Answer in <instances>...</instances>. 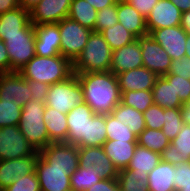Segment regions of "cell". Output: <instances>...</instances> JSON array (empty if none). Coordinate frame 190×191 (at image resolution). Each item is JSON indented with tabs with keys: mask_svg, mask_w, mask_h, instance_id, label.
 <instances>
[{
	"mask_svg": "<svg viewBox=\"0 0 190 191\" xmlns=\"http://www.w3.org/2000/svg\"><path fill=\"white\" fill-rule=\"evenodd\" d=\"M182 12L170 1L159 0L146 17L148 34L155 29L179 26Z\"/></svg>",
	"mask_w": 190,
	"mask_h": 191,
	"instance_id": "e0dca14e",
	"label": "cell"
},
{
	"mask_svg": "<svg viewBox=\"0 0 190 191\" xmlns=\"http://www.w3.org/2000/svg\"><path fill=\"white\" fill-rule=\"evenodd\" d=\"M112 63V50L100 32L92 31L88 41L73 62L74 73L106 72Z\"/></svg>",
	"mask_w": 190,
	"mask_h": 191,
	"instance_id": "3957f363",
	"label": "cell"
},
{
	"mask_svg": "<svg viewBox=\"0 0 190 191\" xmlns=\"http://www.w3.org/2000/svg\"><path fill=\"white\" fill-rule=\"evenodd\" d=\"M35 172L41 191H71L69 169L51 168L39 155Z\"/></svg>",
	"mask_w": 190,
	"mask_h": 191,
	"instance_id": "8fae6325",
	"label": "cell"
},
{
	"mask_svg": "<svg viewBox=\"0 0 190 191\" xmlns=\"http://www.w3.org/2000/svg\"><path fill=\"white\" fill-rule=\"evenodd\" d=\"M137 144L161 154L170 144V140L163 134L162 130L145 128L137 136Z\"/></svg>",
	"mask_w": 190,
	"mask_h": 191,
	"instance_id": "e575fe53",
	"label": "cell"
},
{
	"mask_svg": "<svg viewBox=\"0 0 190 191\" xmlns=\"http://www.w3.org/2000/svg\"><path fill=\"white\" fill-rule=\"evenodd\" d=\"M167 74H175L190 80V58L172 60L170 70Z\"/></svg>",
	"mask_w": 190,
	"mask_h": 191,
	"instance_id": "bcb514c9",
	"label": "cell"
},
{
	"mask_svg": "<svg viewBox=\"0 0 190 191\" xmlns=\"http://www.w3.org/2000/svg\"><path fill=\"white\" fill-rule=\"evenodd\" d=\"M106 140V114H94L87 122L86 138H83L76 146H103Z\"/></svg>",
	"mask_w": 190,
	"mask_h": 191,
	"instance_id": "f546056e",
	"label": "cell"
},
{
	"mask_svg": "<svg viewBox=\"0 0 190 191\" xmlns=\"http://www.w3.org/2000/svg\"><path fill=\"white\" fill-rule=\"evenodd\" d=\"M35 152L18 125L0 128V160L30 156Z\"/></svg>",
	"mask_w": 190,
	"mask_h": 191,
	"instance_id": "ba28073f",
	"label": "cell"
},
{
	"mask_svg": "<svg viewBox=\"0 0 190 191\" xmlns=\"http://www.w3.org/2000/svg\"><path fill=\"white\" fill-rule=\"evenodd\" d=\"M43 120L51 143L67 142L68 124L66 114L46 106Z\"/></svg>",
	"mask_w": 190,
	"mask_h": 191,
	"instance_id": "4316f807",
	"label": "cell"
},
{
	"mask_svg": "<svg viewBox=\"0 0 190 191\" xmlns=\"http://www.w3.org/2000/svg\"><path fill=\"white\" fill-rule=\"evenodd\" d=\"M97 10L86 0H72L68 18L95 31Z\"/></svg>",
	"mask_w": 190,
	"mask_h": 191,
	"instance_id": "1f68e13d",
	"label": "cell"
},
{
	"mask_svg": "<svg viewBox=\"0 0 190 191\" xmlns=\"http://www.w3.org/2000/svg\"><path fill=\"white\" fill-rule=\"evenodd\" d=\"M153 102L163 109L182 108L184 105L178 95H175L173 84L164 76H158L152 88Z\"/></svg>",
	"mask_w": 190,
	"mask_h": 191,
	"instance_id": "f1b7e54d",
	"label": "cell"
},
{
	"mask_svg": "<svg viewBox=\"0 0 190 191\" xmlns=\"http://www.w3.org/2000/svg\"><path fill=\"white\" fill-rule=\"evenodd\" d=\"M180 26L190 34V10L182 13Z\"/></svg>",
	"mask_w": 190,
	"mask_h": 191,
	"instance_id": "db71d44e",
	"label": "cell"
},
{
	"mask_svg": "<svg viewBox=\"0 0 190 191\" xmlns=\"http://www.w3.org/2000/svg\"><path fill=\"white\" fill-rule=\"evenodd\" d=\"M26 80L48 85L68 79L73 72V63L62 55L43 57L35 55L18 71Z\"/></svg>",
	"mask_w": 190,
	"mask_h": 191,
	"instance_id": "7a4b0ae2",
	"label": "cell"
},
{
	"mask_svg": "<svg viewBox=\"0 0 190 191\" xmlns=\"http://www.w3.org/2000/svg\"><path fill=\"white\" fill-rule=\"evenodd\" d=\"M118 23H121L136 37L148 34L146 18L141 15L130 3L117 4Z\"/></svg>",
	"mask_w": 190,
	"mask_h": 191,
	"instance_id": "d4e9b609",
	"label": "cell"
},
{
	"mask_svg": "<svg viewBox=\"0 0 190 191\" xmlns=\"http://www.w3.org/2000/svg\"><path fill=\"white\" fill-rule=\"evenodd\" d=\"M94 114L85 102L78 104L66 114L68 124L66 143L77 145L83 138H86L87 122Z\"/></svg>",
	"mask_w": 190,
	"mask_h": 191,
	"instance_id": "ffe728a7",
	"label": "cell"
},
{
	"mask_svg": "<svg viewBox=\"0 0 190 191\" xmlns=\"http://www.w3.org/2000/svg\"><path fill=\"white\" fill-rule=\"evenodd\" d=\"M101 180L102 178L99 176L98 171L94 169V166L88 168L79 166L70 175L71 191H86Z\"/></svg>",
	"mask_w": 190,
	"mask_h": 191,
	"instance_id": "d6a6232c",
	"label": "cell"
},
{
	"mask_svg": "<svg viewBox=\"0 0 190 191\" xmlns=\"http://www.w3.org/2000/svg\"><path fill=\"white\" fill-rule=\"evenodd\" d=\"M111 114L137 136L146 128L143 112L121 102L112 110Z\"/></svg>",
	"mask_w": 190,
	"mask_h": 191,
	"instance_id": "4dcf8cb0",
	"label": "cell"
},
{
	"mask_svg": "<svg viewBox=\"0 0 190 191\" xmlns=\"http://www.w3.org/2000/svg\"><path fill=\"white\" fill-rule=\"evenodd\" d=\"M120 91L152 90L156 78L154 72L140 67L116 74Z\"/></svg>",
	"mask_w": 190,
	"mask_h": 191,
	"instance_id": "7402d4cb",
	"label": "cell"
},
{
	"mask_svg": "<svg viewBox=\"0 0 190 191\" xmlns=\"http://www.w3.org/2000/svg\"><path fill=\"white\" fill-rule=\"evenodd\" d=\"M35 39V30H20L1 37L9 55L10 73L18 72L36 55Z\"/></svg>",
	"mask_w": 190,
	"mask_h": 191,
	"instance_id": "8992f818",
	"label": "cell"
},
{
	"mask_svg": "<svg viewBox=\"0 0 190 191\" xmlns=\"http://www.w3.org/2000/svg\"><path fill=\"white\" fill-rule=\"evenodd\" d=\"M175 165L160 161L148 174L149 191H175Z\"/></svg>",
	"mask_w": 190,
	"mask_h": 191,
	"instance_id": "484cf974",
	"label": "cell"
},
{
	"mask_svg": "<svg viewBox=\"0 0 190 191\" xmlns=\"http://www.w3.org/2000/svg\"><path fill=\"white\" fill-rule=\"evenodd\" d=\"M141 48L143 67L154 72L157 76H163L170 70L172 59L164 48L156 42L150 34L137 37Z\"/></svg>",
	"mask_w": 190,
	"mask_h": 191,
	"instance_id": "9c48e42d",
	"label": "cell"
},
{
	"mask_svg": "<svg viewBox=\"0 0 190 191\" xmlns=\"http://www.w3.org/2000/svg\"><path fill=\"white\" fill-rule=\"evenodd\" d=\"M183 124L181 108L164 109V126L161 130L170 141L177 136Z\"/></svg>",
	"mask_w": 190,
	"mask_h": 191,
	"instance_id": "f35d334b",
	"label": "cell"
},
{
	"mask_svg": "<svg viewBox=\"0 0 190 191\" xmlns=\"http://www.w3.org/2000/svg\"><path fill=\"white\" fill-rule=\"evenodd\" d=\"M147 178L123 169L119 171L117 182L120 191H149Z\"/></svg>",
	"mask_w": 190,
	"mask_h": 191,
	"instance_id": "74e56055",
	"label": "cell"
},
{
	"mask_svg": "<svg viewBox=\"0 0 190 191\" xmlns=\"http://www.w3.org/2000/svg\"><path fill=\"white\" fill-rule=\"evenodd\" d=\"M117 22V4L115 3L97 11L95 32L101 33L104 29L113 27Z\"/></svg>",
	"mask_w": 190,
	"mask_h": 191,
	"instance_id": "60d3db41",
	"label": "cell"
},
{
	"mask_svg": "<svg viewBox=\"0 0 190 191\" xmlns=\"http://www.w3.org/2000/svg\"><path fill=\"white\" fill-rule=\"evenodd\" d=\"M22 107L12 100H0V128L18 125L21 119Z\"/></svg>",
	"mask_w": 190,
	"mask_h": 191,
	"instance_id": "ab89813d",
	"label": "cell"
},
{
	"mask_svg": "<svg viewBox=\"0 0 190 191\" xmlns=\"http://www.w3.org/2000/svg\"><path fill=\"white\" fill-rule=\"evenodd\" d=\"M39 155L51 168L69 169L72 174L79 167L78 146L66 142L50 143Z\"/></svg>",
	"mask_w": 190,
	"mask_h": 191,
	"instance_id": "30bf717a",
	"label": "cell"
},
{
	"mask_svg": "<svg viewBox=\"0 0 190 191\" xmlns=\"http://www.w3.org/2000/svg\"><path fill=\"white\" fill-rule=\"evenodd\" d=\"M146 128L161 130L164 126V109L153 103L143 112Z\"/></svg>",
	"mask_w": 190,
	"mask_h": 191,
	"instance_id": "ee69618b",
	"label": "cell"
},
{
	"mask_svg": "<svg viewBox=\"0 0 190 191\" xmlns=\"http://www.w3.org/2000/svg\"><path fill=\"white\" fill-rule=\"evenodd\" d=\"M35 53L37 56L52 57L60 54V32L57 23L34 25Z\"/></svg>",
	"mask_w": 190,
	"mask_h": 191,
	"instance_id": "ac0fdd59",
	"label": "cell"
},
{
	"mask_svg": "<svg viewBox=\"0 0 190 191\" xmlns=\"http://www.w3.org/2000/svg\"><path fill=\"white\" fill-rule=\"evenodd\" d=\"M45 107V103L29 100L22 107L21 119L18 124L21 133L36 151H40L51 143L43 120Z\"/></svg>",
	"mask_w": 190,
	"mask_h": 191,
	"instance_id": "277c9868",
	"label": "cell"
},
{
	"mask_svg": "<svg viewBox=\"0 0 190 191\" xmlns=\"http://www.w3.org/2000/svg\"><path fill=\"white\" fill-rule=\"evenodd\" d=\"M20 30H34L27 9L19 6L0 15V38L4 34L20 33Z\"/></svg>",
	"mask_w": 190,
	"mask_h": 191,
	"instance_id": "603a6c76",
	"label": "cell"
},
{
	"mask_svg": "<svg viewBox=\"0 0 190 191\" xmlns=\"http://www.w3.org/2000/svg\"><path fill=\"white\" fill-rule=\"evenodd\" d=\"M19 1H20V6L29 11L36 4H38L41 0H19Z\"/></svg>",
	"mask_w": 190,
	"mask_h": 191,
	"instance_id": "6f0895ef",
	"label": "cell"
},
{
	"mask_svg": "<svg viewBox=\"0 0 190 191\" xmlns=\"http://www.w3.org/2000/svg\"><path fill=\"white\" fill-rule=\"evenodd\" d=\"M57 24L61 38L60 54L73 63L84 49L92 30L68 17Z\"/></svg>",
	"mask_w": 190,
	"mask_h": 191,
	"instance_id": "52a82bcc",
	"label": "cell"
},
{
	"mask_svg": "<svg viewBox=\"0 0 190 191\" xmlns=\"http://www.w3.org/2000/svg\"><path fill=\"white\" fill-rule=\"evenodd\" d=\"M116 4L129 3L130 0H114Z\"/></svg>",
	"mask_w": 190,
	"mask_h": 191,
	"instance_id": "94428289",
	"label": "cell"
},
{
	"mask_svg": "<svg viewBox=\"0 0 190 191\" xmlns=\"http://www.w3.org/2000/svg\"><path fill=\"white\" fill-rule=\"evenodd\" d=\"M150 35L165 49L172 60L185 57V44L188 34L180 25L155 29Z\"/></svg>",
	"mask_w": 190,
	"mask_h": 191,
	"instance_id": "5bb4252c",
	"label": "cell"
},
{
	"mask_svg": "<svg viewBox=\"0 0 190 191\" xmlns=\"http://www.w3.org/2000/svg\"><path fill=\"white\" fill-rule=\"evenodd\" d=\"M170 84H173L175 95H178L183 104L190 101V80L175 74L163 75Z\"/></svg>",
	"mask_w": 190,
	"mask_h": 191,
	"instance_id": "b9f144b4",
	"label": "cell"
},
{
	"mask_svg": "<svg viewBox=\"0 0 190 191\" xmlns=\"http://www.w3.org/2000/svg\"><path fill=\"white\" fill-rule=\"evenodd\" d=\"M83 102L82 87L77 75L73 73L68 79L50 85L45 104L62 114H67Z\"/></svg>",
	"mask_w": 190,
	"mask_h": 191,
	"instance_id": "5b68a950",
	"label": "cell"
},
{
	"mask_svg": "<svg viewBox=\"0 0 190 191\" xmlns=\"http://www.w3.org/2000/svg\"><path fill=\"white\" fill-rule=\"evenodd\" d=\"M20 6L19 0H0V15Z\"/></svg>",
	"mask_w": 190,
	"mask_h": 191,
	"instance_id": "816d5d0a",
	"label": "cell"
},
{
	"mask_svg": "<svg viewBox=\"0 0 190 191\" xmlns=\"http://www.w3.org/2000/svg\"><path fill=\"white\" fill-rule=\"evenodd\" d=\"M10 73V60L5 42L0 39V74Z\"/></svg>",
	"mask_w": 190,
	"mask_h": 191,
	"instance_id": "f907efd6",
	"label": "cell"
},
{
	"mask_svg": "<svg viewBox=\"0 0 190 191\" xmlns=\"http://www.w3.org/2000/svg\"><path fill=\"white\" fill-rule=\"evenodd\" d=\"M86 1H88V3L92 5L97 11L115 4L114 0H86Z\"/></svg>",
	"mask_w": 190,
	"mask_h": 191,
	"instance_id": "f5cc1de1",
	"label": "cell"
},
{
	"mask_svg": "<svg viewBox=\"0 0 190 191\" xmlns=\"http://www.w3.org/2000/svg\"><path fill=\"white\" fill-rule=\"evenodd\" d=\"M27 83L31 87L32 99L45 103L50 85L34 80H27Z\"/></svg>",
	"mask_w": 190,
	"mask_h": 191,
	"instance_id": "7dc6e473",
	"label": "cell"
},
{
	"mask_svg": "<svg viewBox=\"0 0 190 191\" xmlns=\"http://www.w3.org/2000/svg\"><path fill=\"white\" fill-rule=\"evenodd\" d=\"M179 191H190V182L183 185L182 189Z\"/></svg>",
	"mask_w": 190,
	"mask_h": 191,
	"instance_id": "91938a15",
	"label": "cell"
},
{
	"mask_svg": "<svg viewBox=\"0 0 190 191\" xmlns=\"http://www.w3.org/2000/svg\"><path fill=\"white\" fill-rule=\"evenodd\" d=\"M86 191H120L117 179H102Z\"/></svg>",
	"mask_w": 190,
	"mask_h": 191,
	"instance_id": "681fc988",
	"label": "cell"
},
{
	"mask_svg": "<svg viewBox=\"0 0 190 191\" xmlns=\"http://www.w3.org/2000/svg\"><path fill=\"white\" fill-rule=\"evenodd\" d=\"M101 34L103 35L104 40L109 44L112 51L132 43L137 38L118 22L113 27L104 29Z\"/></svg>",
	"mask_w": 190,
	"mask_h": 191,
	"instance_id": "836d02e7",
	"label": "cell"
},
{
	"mask_svg": "<svg viewBox=\"0 0 190 191\" xmlns=\"http://www.w3.org/2000/svg\"><path fill=\"white\" fill-rule=\"evenodd\" d=\"M137 142L106 140L103 144L105 154L116 166L118 171L127 169L135 152Z\"/></svg>",
	"mask_w": 190,
	"mask_h": 191,
	"instance_id": "cb8c5ba5",
	"label": "cell"
},
{
	"mask_svg": "<svg viewBox=\"0 0 190 191\" xmlns=\"http://www.w3.org/2000/svg\"><path fill=\"white\" fill-rule=\"evenodd\" d=\"M2 191H41L36 172L22 176Z\"/></svg>",
	"mask_w": 190,
	"mask_h": 191,
	"instance_id": "7bdbcfd3",
	"label": "cell"
},
{
	"mask_svg": "<svg viewBox=\"0 0 190 191\" xmlns=\"http://www.w3.org/2000/svg\"><path fill=\"white\" fill-rule=\"evenodd\" d=\"M107 140L137 142V135L122 125L111 113L106 114Z\"/></svg>",
	"mask_w": 190,
	"mask_h": 191,
	"instance_id": "8d00e7d4",
	"label": "cell"
},
{
	"mask_svg": "<svg viewBox=\"0 0 190 191\" xmlns=\"http://www.w3.org/2000/svg\"><path fill=\"white\" fill-rule=\"evenodd\" d=\"M182 13L190 10V0H170Z\"/></svg>",
	"mask_w": 190,
	"mask_h": 191,
	"instance_id": "11a10c76",
	"label": "cell"
},
{
	"mask_svg": "<svg viewBox=\"0 0 190 191\" xmlns=\"http://www.w3.org/2000/svg\"><path fill=\"white\" fill-rule=\"evenodd\" d=\"M72 0H41L29 10L33 25L59 23L68 17Z\"/></svg>",
	"mask_w": 190,
	"mask_h": 191,
	"instance_id": "4fadbf2b",
	"label": "cell"
},
{
	"mask_svg": "<svg viewBox=\"0 0 190 191\" xmlns=\"http://www.w3.org/2000/svg\"><path fill=\"white\" fill-rule=\"evenodd\" d=\"M183 123L190 125V101L185 103L182 108Z\"/></svg>",
	"mask_w": 190,
	"mask_h": 191,
	"instance_id": "9f6ffc18",
	"label": "cell"
},
{
	"mask_svg": "<svg viewBox=\"0 0 190 191\" xmlns=\"http://www.w3.org/2000/svg\"><path fill=\"white\" fill-rule=\"evenodd\" d=\"M31 95V87L19 72L0 74V100L9 99L23 107Z\"/></svg>",
	"mask_w": 190,
	"mask_h": 191,
	"instance_id": "2e32d148",
	"label": "cell"
},
{
	"mask_svg": "<svg viewBox=\"0 0 190 191\" xmlns=\"http://www.w3.org/2000/svg\"><path fill=\"white\" fill-rule=\"evenodd\" d=\"M75 74L82 87L84 102L95 114H110L121 102L118 80L111 71Z\"/></svg>",
	"mask_w": 190,
	"mask_h": 191,
	"instance_id": "6da1fadb",
	"label": "cell"
},
{
	"mask_svg": "<svg viewBox=\"0 0 190 191\" xmlns=\"http://www.w3.org/2000/svg\"><path fill=\"white\" fill-rule=\"evenodd\" d=\"M160 161V153L151 151L137 144L127 169L138 176L148 177L150 171H152Z\"/></svg>",
	"mask_w": 190,
	"mask_h": 191,
	"instance_id": "83f0119b",
	"label": "cell"
},
{
	"mask_svg": "<svg viewBox=\"0 0 190 191\" xmlns=\"http://www.w3.org/2000/svg\"><path fill=\"white\" fill-rule=\"evenodd\" d=\"M121 103L145 112L154 103L152 90L121 91Z\"/></svg>",
	"mask_w": 190,
	"mask_h": 191,
	"instance_id": "d590c367",
	"label": "cell"
},
{
	"mask_svg": "<svg viewBox=\"0 0 190 191\" xmlns=\"http://www.w3.org/2000/svg\"><path fill=\"white\" fill-rule=\"evenodd\" d=\"M161 160L173 165L190 161V125L183 124L177 136L161 153Z\"/></svg>",
	"mask_w": 190,
	"mask_h": 191,
	"instance_id": "44dd1931",
	"label": "cell"
},
{
	"mask_svg": "<svg viewBox=\"0 0 190 191\" xmlns=\"http://www.w3.org/2000/svg\"><path fill=\"white\" fill-rule=\"evenodd\" d=\"M38 157L39 151H36L30 156L0 160V191L9 187L18 178L35 172Z\"/></svg>",
	"mask_w": 190,
	"mask_h": 191,
	"instance_id": "9a60e30c",
	"label": "cell"
},
{
	"mask_svg": "<svg viewBox=\"0 0 190 191\" xmlns=\"http://www.w3.org/2000/svg\"><path fill=\"white\" fill-rule=\"evenodd\" d=\"M185 48H186V55H185V57L190 58V34L187 35Z\"/></svg>",
	"mask_w": 190,
	"mask_h": 191,
	"instance_id": "680465c9",
	"label": "cell"
},
{
	"mask_svg": "<svg viewBox=\"0 0 190 191\" xmlns=\"http://www.w3.org/2000/svg\"><path fill=\"white\" fill-rule=\"evenodd\" d=\"M159 0H130V4L145 18Z\"/></svg>",
	"mask_w": 190,
	"mask_h": 191,
	"instance_id": "c3c4849f",
	"label": "cell"
},
{
	"mask_svg": "<svg viewBox=\"0 0 190 191\" xmlns=\"http://www.w3.org/2000/svg\"><path fill=\"white\" fill-rule=\"evenodd\" d=\"M79 166H94L102 179H117L119 171L105 154L102 146L78 147Z\"/></svg>",
	"mask_w": 190,
	"mask_h": 191,
	"instance_id": "7c38bea8",
	"label": "cell"
},
{
	"mask_svg": "<svg viewBox=\"0 0 190 191\" xmlns=\"http://www.w3.org/2000/svg\"><path fill=\"white\" fill-rule=\"evenodd\" d=\"M175 191L182 189L183 185L190 182V161L175 165Z\"/></svg>",
	"mask_w": 190,
	"mask_h": 191,
	"instance_id": "f6af8a7d",
	"label": "cell"
},
{
	"mask_svg": "<svg viewBox=\"0 0 190 191\" xmlns=\"http://www.w3.org/2000/svg\"><path fill=\"white\" fill-rule=\"evenodd\" d=\"M140 67H143V59L137 40L112 51V63L109 71L115 75Z\"/></svg>",
	"mask_w": 190,
	"mask_h": 191,
	"instance_id": "d6986e66",
	"label": "cell"
}]
</instances>
